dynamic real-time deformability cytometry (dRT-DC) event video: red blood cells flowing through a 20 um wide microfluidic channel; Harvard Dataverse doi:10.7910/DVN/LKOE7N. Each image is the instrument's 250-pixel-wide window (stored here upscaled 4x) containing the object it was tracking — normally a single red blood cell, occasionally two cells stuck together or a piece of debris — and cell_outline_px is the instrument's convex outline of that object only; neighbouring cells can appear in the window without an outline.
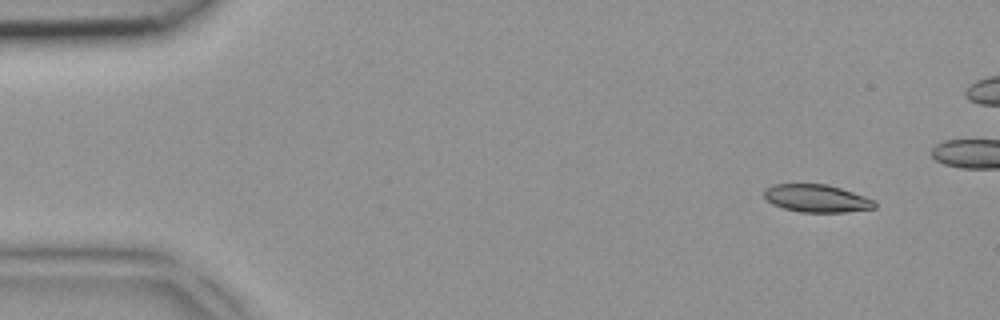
{"species": "common noctule bat (a hibernating species)", "species_latin": "Nyctalus noctula", "temperature_condition": "room temperature", "stored_images_in_passage": 4, "camera_frame_rate_fps": 3000, "um_per_image_px": 0.085, "animal": {"sex": "female", "body_mass_g": 18.4}, "frame": {"image": 1, "passage_image": 4, "time_ms": 1.0, "image_size_px": [1000, 320], "cell_outline_px": [[876, 208], [844, 212], [800, 212], [784, 208], [772, 204], [764, 196], [764, 188], [772, 184], [828, 184], [864, 196], [872, 200], [876, 204]], "centroid_in_image_um": [69.38, 16.86], "position_along_channel_um": 15.6, "area_um2": 17.74}}